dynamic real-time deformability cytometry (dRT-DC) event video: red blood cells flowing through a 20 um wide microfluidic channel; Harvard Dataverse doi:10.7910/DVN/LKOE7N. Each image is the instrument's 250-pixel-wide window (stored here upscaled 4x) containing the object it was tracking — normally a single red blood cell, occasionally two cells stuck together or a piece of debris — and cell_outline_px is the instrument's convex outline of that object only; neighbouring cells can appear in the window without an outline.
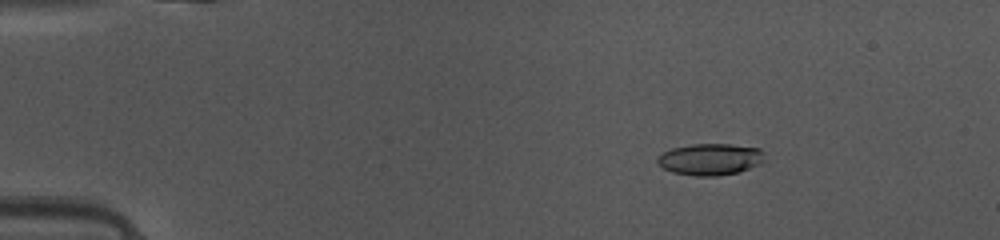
{"species": "common noctule bat (a hibernating species)", "species_latin": "Nyctalus noctula", "temperature_condition": "warm", "stored_images_in_passage": 48, "camera_frame_rate_fps": 3000, "um_per_image_px": 0.085, "animal": {"sex": "female", "body_mass_g": 10.0, "forearm_length_mm": 53.1}, "frame": {"image": 1, "passage_image": 7, "time_ms": 2.0, "image_size_px": [1000, 240], "cell_outline_px": [[764, 160], [760, 164], [740, 172], [716, 176], [696, 176], [672, 172], [656, 164], [656, 156], [672, 148], [692, 144], [732, 144], [760, 148], [764, 152]], "centroid_in_image_um": [60.37, 13.54], "position_along_channel_um": 24.6, "area_um2": 20.0}}
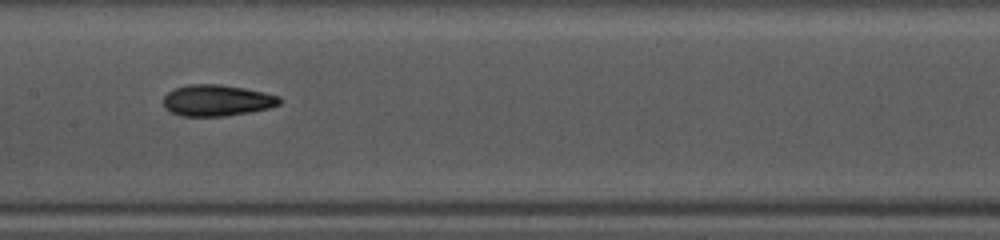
{"frame": {"image": 2, "passage_image": 24, "time_ms": 7.667, "image_size_px": [1000, 240], "cell_outline_px": [[280, 104], [268, 108], [248, 112], [224, 116], [180, 116], [164, 108], [164, 96], [168, 92], [176, 88], [188, 84], [220, 84], [244, 88], [264, 92], [280, 96]], "centroid_in_image_um": [18.42, 8.53], "position_along_channel_um": 189.0, "area_um2": 21.1}}
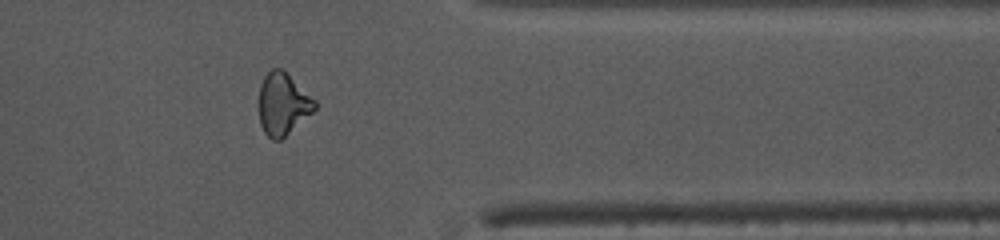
{"frame": {"image": 3, "passage_image": 39, "time_ms": 12.667, "image_size_px": [1000, 240], "cell_outline_px": [[316, 108], [312, 112], [280, 140], [272, 140], [264, 132], [260, 124], [260, 84], [264, 76], [272, 68], [284, 68], [316, 100]], "centroid_in_image_um": [24.05, 8.79], "position_along_channel_um": 387.3, "area_um2": 20.17}, "authors_computed_cell_mechanics": {"area_um2": 20.3745, "velocity_mm_per_s": 4.1551, "shape_relaxation_time_tau1_ms": 6.1211, "shape_relaxation_time_tau2_ms": 2.2805, "deformation_change_tau1": 0.1761, "deformation_change_tau2": 0.0869}}